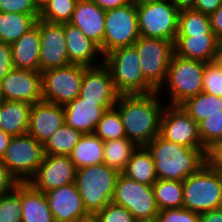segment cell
Returning <instances> with one entry per match:
<instances>
[{
  "mask_svg": "<svg viewBox=\"0 0 222 222\" xmlns=\"http://www.w3.org/2000/svg\"><path fill=\"white\" fill-rule=\"evenodd\" d=\"M166 105L156 91L120 95L114 108L119 112L126 138L139 147L146 146L160 134L161 118Z\"/></svg>",
  "mask_w": 222,
  "mask_h": 222,
  "instance_id": "obj_1",
  "label": "cell"
},
{
  "mask_svg": "<svg viewBox=\"0 0 222 222\" xmlns=\"http://www.w3.org/2000/svg\"><path fill=\"white\" fill-rule=\"evenodd\" d=\"M158 179L183 181L207 163V149H190L156 136L146 145Z\"/></svg>",
  "mask_w": 222,
  "mask_h": 222,
  "instance_id": "obj_2",
  "label": "cell"
},
{
  "mask_svg": "<svg viewBox=\"0 0 222 222\" xmlns=\"http://www.w3.org/2000/svg\"><path fill=\"white\" fill-rule=\"evenodd\" d=\"M205 64L201 61L180 57L174 53L165 83L157 91L164 99L169 95L167 99L170 100H164L167 105L180 106L187 99L203 92ZM167 101L169 102L167 103Z\"/></svg>",
  "mask_w": 222,
  "mask_h": 222,
  "instance_id": "obj_3",
  "label": "cell"
},
{
  "mask_svg": "<svg viewBox=\"0 0 222 222\" xmlns=\"http://www.w3.org/2000/svg\"><path fill=\"white\" fill-rule=\"evenodd\" d=\"M120 95L149 94L157 90L144 78L134 45L112 50L103 57Z\"/></svg>",
  "mask_w": 222,
  "mask_h": 222,
  "instance_id": "obj_4",
  "label": "cell"
},
{
  "mask_svg": "<svg viewBox=\"0 0 222 222\" xmlns=\"http://www.w3.org/2000/svg\"><path fill=\"white\" fill-rule=\"evenodd\" d=\"M119 172L106 164H97L76 170L75 184L83 206L94 216L111 203Z\"/></svg>",
  "mask_w": 222,
  "mask_h": 222,
  "instance_id": "obj_5",
  "label": "cell"
},
{
  "mask_svg": "<svg viewBox=\"0 0 222 222\" xmlns=\"http://www.w3.org/2000/svg\"><path fill=\"white\" fill-rule=\"evenodd\" d=\"M183 207L199 214L222 208V174L208 162L183 180Z\"/></svg>",
  "mask_w": 222,
  "mask_h": 222,
  "instance_id": "obj_6",
  "label": "cell"
},
{
  "mask_svg": "<svg viewBox=\"0 0 222 222\" xmlns=\"http://www.w3.org/2000/svg\"><path fill=\"white\" fill-rule=\"evenodd\" d=\"M136 10L140 36L175 43L180 11L170 0H136Z\"/></svg>",
  "mask_w": 222,
  "mask_h": 222,
  "instance_id": "obj_7",
  "label": "cell"
},
{
  "mask_svg": "<svg viewBox=\"0 0 222 222\" xmlns=\"http://www.w3.org/2000/svg\"><path fill=\"white\" fill-rule=\"evenodd\" d=\"M136 47L144 78L158 91L165 83L168 67L175 53L174 42L140 36Z\"/></svg>",
  "mask_w": 222,
  "mask_h": 222,
  "instance_id": "obj_8",
  "label": "cell"
},
{
  "mask_svg": "<svg viewBox=\"0 0 222 222\" xmlns=\"http://www.w3.org/2000/svg\"><path fill=\"white\" fill-rule=\"evenodd\" d=\"M44 155L43 144L26 133L11 138L1 161L18 182H28Z\"/></svg>",
  "mask_w": 222,
  "mask_h": 222,
  "instance_id": "obj_9",
  "label": "cell"
},
{
  "mask_svg": "<svg viewBox=\"0 0 222 222\" xmlns=\"http://www.w3.org/2000/svg\"><path fill=\"white\" fill-rule=\"evenodd\" d=\"M86 68L69 64L41 72L43 101L65 106L79 97Z\"/></svg>",
  "mask_w": 222,
  "mask_h": 222,
  "instance_id": "obj_10",
  "label": "cell"
},
{
  "mask_svg": "<svg viewBox=\"0 0 222 222\" xmlns=\"http://www.w3.org/2000/svg\"><path fill=\"white\" fill-rule=\"evenodd\" d=\"M111 202L127 208L137 221H153L159 212L153 187L138 183L121 173Z\"/></svg>",
  "mask_w": 222,
  "mask_h": 222,
  "instance_id": "obj_11",
  "label": "cell"
},
{
  "mask_svg": "<svg viewBox=\"0 0 222 222\" xmlns=\"http://www.w3.org/2000/svg\"><path fill=\"white\" fill-rule=\"evenodd\" d=\"M139 37L136 0L106 11L103 56L114 49L132 46Z\"/></svg>",
  "mask_w": 222,
  "mask_h": 222,
  "instance_id": "obj_12",
  "label": "cell"
},
{
  "mask_svg": "<svg viewBox=\"0 0 222 222\" xmlns=\"http://www.w3.org/2000/svg\"><path fill=\"white\" fill-rule=\"evenodd\" d=\"M159 135L167 141L190 149H206L201 142L198 123L181 106H165Z\"/></svg>",
  "mask_w": 222,
  "mask_h": 222,
  "instance_id": "obj_13",
  "label": "cell"
},
{
  "mask_svg": "<svg viewBox=\"0 0 222 222\" xmlns=\"http://www.w3.org/2000/svg\"><path fill=\"white\" fill-rule=\"evenodd\" d=\"M40 71L13 68L0 82V100L35 104L43 100Z\"/></svg>",
  "mask_w": 222,
  "mask_h": 222,
  "instance_id": "obj_14",
  "label": "cell"
},
{
  "mask_svg": "<svg viewBox=\"0 0 222 222\" xmlns=\"http://www.w3.org/2000/svg\"><path fill=\"white\" fill-rule=\"evenodd\" d=\"M76 167L68 155L45 154L28 183L43 193L75 182Z\"/></svg>",
  "mask_w": 222,
  "mask_h": 222,
  "instance_id": "obj_15",
  "label": "cell"
},
{
  "mask_svg": "<svg viewBox=\"0 0 222 222\" xmlns=\"http://www.w3.org/2000/svg\"><path fill=\"white\" fill-rule=\"evenodd\" d=\"M36 24L40 32V72L71 64L66 47L64 23H49L38 19Z\"/></svg>",
  "mask_w": 222,
  "mask_h": 222,
  "instance_id": "obj_16",
  "label": "cell"
},
{
  "mask_svg": "<svg viewBox=\"0 0 222 222\" xmlns=\"http://www.w3.org/2000/svg\"><path fill=\"white\" fill-rule=\"evenodd\" d=\"M44 194L55 222H80L90 217L75 182Z\"/></svg>",
  "mask_w": 222,
  "mask_h": 222,
  "instance_id": "obj_17",
  "label": "cell"
},
{
  "mask_svg": "<svg viewBox=\"0 0 222 222\" xmlns=\"http://www.w3.org/2000/svg\"><path fill=\"white\" fill-rule=\"evenodd\" d=\"M120 94L115 89L109 69L101 64L84 70L79 97L97 105H115Z\"/></svg>",
  "mask_w": 222,
  "mask_h": 222,
  "instance_id": "obj_18",
  "label": "cell"
},
{
  "mask_svg": "<svg viewBox=\"0 0 222 222\" xmlns=\"http://www.w3.org/2000/svg\"><path fill=\"white\" fill-rule=\"evenodd\" d=\"M64 124L63 106L42 100L31 107L27 133L44 145Z\"/></svg>",
  "mask_w": 222,
  "mask_h": 222,
  "instance_id": "obj_19",
  "label": "cell"
},
{
  "mask_svg": "<svg viewBox=\"0 0 222 222\" xmlns=\"http://www.w3.org/2000/svg\"><path fill=\"white\" fill-rule=\"evenodd\" d=\"M64 33L68 58L71 64L85 67H95L103 64L104 56L100 47L87 38L78 27L71 23H64Z\"/></svg>",
  "mask_w": 222,
  "mask_h": 222,
  "instance_id": "obj_20",
  "label": "cell"
},
{
  "mask_svg": "<svg viewBox=\"0 0 222 222\" xmlns=\"http://www.w3.org/2000/svg\"><path fill=\"white\" fill-rule=\"evenodd\" d=\"M105 14L93 0H78L69 23L78 27L87 38L95 42L103 55Z\"/></svg>",
  "mask_w": 222,
  "mask_h": 222,
  "instance_id": "obj_21",
  "label": "cell"
},
{
  "mask_svg": "<svg viewBox=\"0 0 222 222\" xmlns=\"http://www.w3.org/2000/svg\"><path fill=\"white\" fill-rule=\"evenodd\" d=\"M115 105H97L77 97L63 106L65 123L83 134L94 133L103 114Z\"/></svg>",
  "mask_w": 222,
  "mask_h": 222,
  "instance_id": "obj_22",
  "label": "cell"
},
{
  "mask_svg": "<svg viewBox=\"0 0 222 222\" xmlns=\"http://www.w3.org/2000/svg\"><path fill=\"white\" fill-rule=\"evenodd\" d=\"M14 68L40 71V32L36 24L11 44Z\"/></svg>",
  "mask_w": 222,
  "mask_h": 222,
  "instance_id": "obj_23",
  "label": "cell"
},
{
  "mask_svg": "<svg viewBox=\"0 0 222 222\" xmlns=\"http://www.w3.org/2000/svg\"><path fill=\"white\" fill-rule=\"evenodd\" d=\"M218 42L215 34L176 37L174 50L180 57L207 63L212 62Z\"/></svg>",
  "mask_w": 222,
  "mask_h": 222,
  "instance_id": "obj_24",
  "label": "cell"
},
{
  "mask_svg": "<svg viewBox=\"0 0 222 222\" xmlns=\"http://www.w3.org/2000/svg\"><path fill=\"white\" fill-rule=\"evenodd\" d=\"M31 104L0 100V129L12 137L28 132Z\"/></svg>",
  "mask_w": 222,
  "mask_h": 222,
  "instance_id": "obj_25",
  "label": "cell"
},
{
  "mask_svg": "<svg viewBox=\"0 0 222 222\" xmlns=\"http://www.w3.org/2000/svg\"><path fill=\"white\" fill-rule=\"evenodd\" d=\"M22 222H55L45 194L21 182Z\"/></svg>",
  "mask_w": 222,
  "mask_h": 222,
  "instance_id": "obj_26",
  "label": "cell"
},
{
  "mask_svg": "<svg viewBox=\"0 0 222 222\" xmlns=\"http://www.w3.org/2000/svg\"><path fill=\"white\" fill-rule=\"evenodd\" d=\"M127 178L152 186L157 181L154 160L146 146H139L121 172Z\"/></svg>",
  "mask_w": 222,
  "mask_h": 222,
  "instance_id": "obj_27",
  "label": "cell"
},
{
  "mask_svg": "<svg viewBox=\"0 0 222 222\" xmlns=\"http://www.w3.org/2000/svg\"><path fill=\"white\" fill-rule=\"evenodd\" d=\"M69 156L76 169L104 164V141L94 133L83 134Z\"/></svg>",
  "mask_w": 222,
  "mask_h": 222,
  "instance_id": "obj_28",
  "label": "cell"
},
{
  "mask_svg": "<svg viewBox=\"0 0 222 222\" xmlns=\"http://www.w3.org/2000/svg\"><path fill=\"white\" fill-rule=\"evenodd\" d=\"M40 14L0 12V41L13 44L36 25Z\"/></svg>",
  "mask_w": 222,
  "mask_h": 222,
  "instance_id": "obj_29",
  "label": "cell"
},
{
  "mask_svg": "<svg viewBox=\"0 0 222 222\" xmlns=\"http://www.w3.org/2000/svg\"><path fill=\"white\" fill-rule=\"evenodd\" d=\"M181 108L196 122L222 112V97L201 92L182 103Z\"/></svg>",
  "mask_w": 222,
  "mask_h": 222,
  "instance_id": "obj_30",
  "label": "cell"
},
{
  "mask_svg": "<svg viewBox=\"0 0 222 222\" xmlns=\"http://www.w3.org/2000/svg\"><path fill=\"white\" fill-rule=\"evenodd\" d=\"M138 146L129 139L104 141V164L121 173Z\"/></svg>",
  "mask_w": 222,
  "mask_h": 222,
  "instance_id": "obj_31",
  "label": "cell"
},
{
  "mask_svg": "<svg viewBox=\"0 0 222 222\" xmlns=\"http://www.w3.org/2000/svg\"><path fill=\"white\" fill-rule=\"evenodd\" d=\"M152 187L159 211L183 207V181L157 179Z\"/></svg>",
  "mask_w": 222,
  "mask_h": 222,
  "instance_id": "obj_32",
  "label": "cell"
},
{
  "mask_svg": "<svg viewBox=\"0 0 222 222\" xmlns=\"http://www.w3.org/2000/svg\"><path fill=\"white\" fill-rule=\"evenodd\" d=\"M83 133L66 123L59 128L43 145L48 155H70Z\"/></svg>",
  "mask_w": 222,
  "mask_h": 222,
  "instance_id": "obj_33",
  "label": "cell"
},
{
  "mask_svg": "<svg viewBox=\"0 0 222 222\" xmlns=\"http://www.w3.org/2000/svg\"><path fill=\"white\" fill-rule=\"evenodd\" d=\"M214 34L210 18L194 9L179 12L177 37H191V35Z\"/></svg>",
  "mask_w": 222,
  "mask_h": 222,
  "instance_id": "obj_34",
  "label": "cell"
},
{
  "mask_svg": "<svg viewBox=\"0 0 222 222\" xmlns=\"http://www.w3.org/2000/svg\"><path fill=\"white\" fill-rule=\"evenodd\" d=\"M78 0H50L41 10L39 19L49 23H69Z\"/></svg>",
  "mask_w": 222,
  "mask_h": 222,
  "instance_id": "obj_35",
  "label": "cell"
},
{
  "mask_svg": "<svg viewBox=\"0 0 222 222\" xmlns=\"http://www.w3.org/2000/svg\"><path fill=\"white\" fill-rule=\"evenodd\" d=\"M94 134L102 141L125 138L126 134L119 112L113 107L98 122Z\"/></svg>",
  "mask_w": 222,
  "mask_h": 222,
  "instance_id": "obj_36",
  "label": "cell"
},
{
  "mask_svg": "<svg viewBox=\"0 0 222 222\" xmlns=\"http://www.w3.org/2000/svg\"><path fill=\"white\" fill-rule=\"evenodd\" d=\"M0 222H22L21 182L0 196Z\"/></svg>",
  "mask_w": 222,
  "mask_h": 222,
  "instance_id": "obj_37",
  "label": "cell"
},
{
  "mask_svg": "<svg viewBox=\"0 0 222 222\" xmlns=\"http://www.w3.org/2000/svg\"><path fill=\"white\" fill-rule=\"evenodd\" d=\"M202 145L211 149L217 142L222 141V112L209 115L198 123Z\"/></svg>",
  "mask_w": 222,
  "mask_h": 222,
  "instance_id": "obj_38",
  "label": "cell"
},
{
  "mask_svg": "<svg viewBox=\"0 0 222 222\" xmlns=\"http://www.w3.org/2000/svg\"><path fill=\"white\" fill-rule=\"evenodd\" d=\"M94 218L98 222H137L133 214L127 208L112 202L98 211L94 215Z\"/></svg>",
  "mask_w": 222,
  "mask_h": 222,
  "instance_id": "obj_39",
  "label": "cell"
},
{
  "mask_svg": "<svg viewBox=\"0 0 222 222\" xmlns=\"http://www.w3.org/2000/svg\"><path fill=\"white\" fill-rule=\"evenodd\" d=\"M203 92L222 97V70L207 62L203 74Z\"/></svg>",
  "mask_w": 222,
  "mask_h": 222,
  "instance_id": "obj_40",
  "label": "cell"
},
{
  "mask_svg": "<svg viewBox=\"0 0 222 222\" xmlns=\"http://www.w3.org/2000/svg\"><path fill=\"white\" fill-rule=\"evenodd\" d=\"M156 222H200V214L189 209L172 208L158 212Z\"/></svg>",
  "mask_w": 222,
  "mask_h": 222,
  "instance_id": "obj_41",
  "label": "cell"
},
{
  "mask_svg": "<svg viewBox=\"0 0 222 222\" xmlns=\"http://www.w3.org/2000/svg\"><path fill=\"white\" fill-rule=\"evenodd\" d=\"M0 12L40 14L35 0H0Z\"/></svg>",
  "mask_w": 222,
  "mask_h": 222,
  "instance_id": "obj_42",
  "label": "cell"
},
{
  "mask_svg": "<svg viewBox=\"0 0 222 222\" xmlns=\"http://www.w3.org/2000/svg\"><path fill=\"white\" fill-rule=\"evenodd\" d=\"M13 68L11 45L0 41V82Z\"/></svg>",
  "mask_w": 222,
  "mask_h": 222,
  "instance_id": "obj_43",
  "label": "cell"
},
{
  "mask_svg": "<svg viewBox=\"0 0 222 222\" xmlns=\"http://www.w3.org/2000/svg\"><path fill=\"white\" fill-rule=\"evenodd\" d=\"M18 183V180L0 160V196L11 192Z\"/></svg>",
  "mask_w": 222,
  "mask_h": 222,
  "instance_id": "obj_44",
  "label": "cell"
},
{
  "mask_svg": "<svg viewBox=\"0 0 222 222\" xmlns=\"http://www.w3.org/2000/svg\"><path fill=\"white\" fill-rule=\"evenodd\" d=\"M207 162L222 174V141L217 142L208 150Z\"/></svg>",
  "mask_w": 222,
  "mask_h": 222,
  "instance_id": "obj_45",
  "label": "cell"
},
{
  "mask_svg": "<svg viewBox=\"0 0 222 222\" xmlns=\"http://www.w3.org/2000/svg\"><path fill=\"white\" fill-rule=\"evenodd\" d=\"M222 4V0H194L193 9L210 16Z\"/></svg>",
  "mask_w": 222,
  "mask_h": 222,
  "instance_id": "obj_46",
  "label": "cell"
},
{
  "mask_svg": "<svg viewBox=\"0 0 222 222\" xmlns=\"http://www.w3.org/2000/svg\"><path fill=\"white\" fill-rule=\"evenodd\" d=\"M212 32L219 41H222V4L210 16Z\"/></svg>",
  "mask_w": 222,
  "mask_h": 222,
  "instance_id": "obj_47",
  "label": "cell"
},
{
  "mask_svg": "<svg viewBox=\"0 0 222 222\" xmlns=\"http://www.w3.org/2000/svg\"><path fill=\"white\" fill-rule=\"evenodd\" d=\"M102 10L120 8L129 4L132 0H93Z\"/></svg>",
  "mask_w": 222,
  "mask_h": 222,
  "instance_id": "obj_48",
  "label": "cell"
},
{
  "mask_svg": "<svg viewBox=\"0 0 222 222\" xmlns=\"http://www.w3.org/2000/svg\"><path fill=\"white\" fill-rule=\"evenodd\" d=\"M200 222H222V208L201 213Z\"/></svg>",
  "mask_w": 222,
  "mask_h": 222,
  "instance_id": "obj_49",
  "label": "cell"
},
{
  "mask_svg": "<svg viewBox=\"0 0 222 222\" xmlns=\"http://www.w3.org/2000/svg\"><path fill=\"white\" fill-rule=\"evenodd\" d=\"M12 136L0 129V160L2 159Z\"/></svg>",
  "mask_w": 222,
  "mask_h": 222,
  "instance_id": "obj_50",
  "label": "cell"
},
{
  "mask_svg": "<svg viewBox=\"0 0 222 222\" xmlns=\"http://www.w3.org/2000/svg\"><path fill=\"white\" fill-rule=\"evenodd\" d=\"M174 6L179 10L193 9L194 0H170Z\"/></svg>",
  "mask_w": 222,
  "mask_h": 222,
  "instance_id": "obj_51",
  "label": "cell"
},
{
  "mask_svg": "<svg viewBox=\"0 0 222 222\" xmlns=\"http://www.w3.org/2000/svg\"><path fill=\"white\" fill-rule=\"evenodd\" d=\"M212 63L222 70V41L218 42L216 52L214 54Z\"/></svg>",
  "mask_w": 222,
  "mask_h": 222,
  "instance_id": "obj_52",
  "label": "cell"
},
{
  "mask_svg": "<svg viewBox=\"0 0 222 222\" xmlns=\"http://www.w3.org/2000/svg\"><path fill=\"white\" fill-rule=\"evenodd\" d=\"M50 0H35L39 10H41Z\"/></svg>",
  "mask_w": 222,
  "mask_h": 222,
  "instance_id": "obj_53",
  "label": "cell"
},
{
  "mask_svg": "<svg viewBox=\"0 0 222 222\" xmlns=\"http://www.w3.org/2000/svg\"><path fill=\"white\" fill-rule=\"evenodd\" d=\"M80 222H98V221L94 218V216H90L89 218L82 220Z\"/></svg>",
  "mask_w": 222,
  "mask_h": 222,
  "instance_id": "obj_54",
  "label": "cell"
},
{
  "mask_svg": "<svg viewBox=\"0 0 222 222\" xmlns=\"http://www.w3.org/2000/svg\"><path fill=\"white\" fill-rule=\"evenodd\" d=\"M137 222H156V221L153 220V221H137Z\"/></svg>",
  "mask_w": 222,
  "mask_h": 222,
  "instance_id": "obj_55",
  "label": "cell"
}]
</instances>
